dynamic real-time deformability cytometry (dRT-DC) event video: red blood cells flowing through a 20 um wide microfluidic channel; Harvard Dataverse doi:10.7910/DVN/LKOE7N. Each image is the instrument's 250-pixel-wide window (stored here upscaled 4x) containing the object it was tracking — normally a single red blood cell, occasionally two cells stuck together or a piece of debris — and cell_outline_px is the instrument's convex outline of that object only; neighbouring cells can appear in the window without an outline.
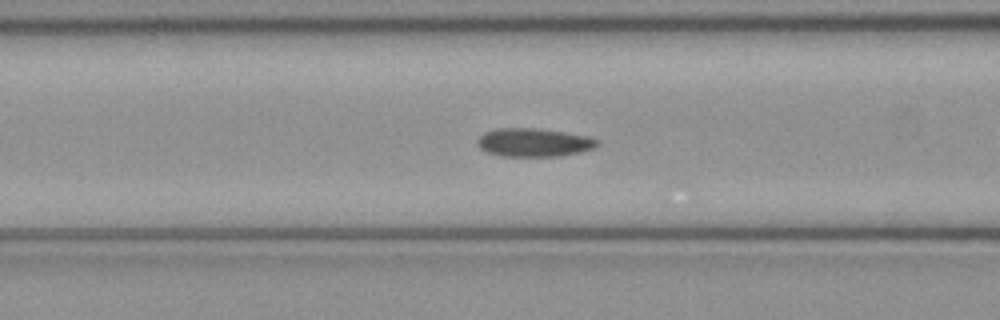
{"species": "common noctule bat (a hibernating species)", "species_latin": "Nyctalus noctula", "temperature_condition": "cold", "stored_images_in_passage": 51, "camera_frame_rate_fps": 3000, "um_per_image_px": 0.085, "animal": {"sex": "female", "body_mass_g": 21.9}, "frame": {"image": 1, "passage_image": 19, "time_ms": 6.0, "image_size_px": [1000, 320], "cell_outline_px": [[600, 144], [596, 148], [580, 152], [560, 156], [500, 156], [488, 152], [480, 148], [476, 144], [476, 140], [484, 132], [496, 128], [536, 128], [564, 132], [588, 136], [600, 140]], "centroid_in_image_um": [45.39, 12.11], "position_along_channel_um": 121.2, "area_um2": 20.06}}
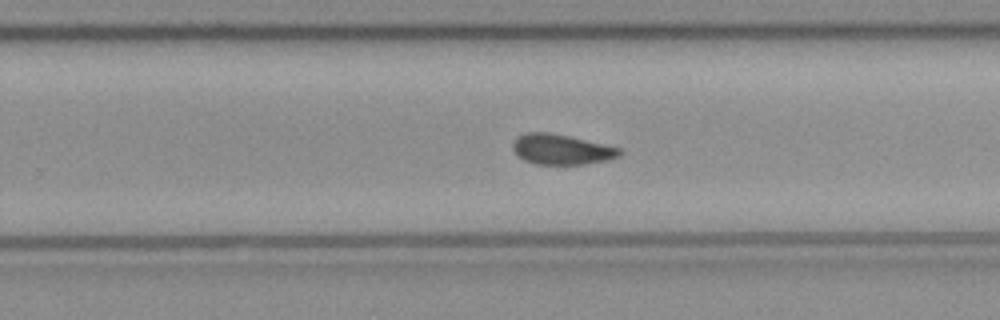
{"frame": {"image": 2, "passage_image": 31, "time_ms": 10.0, "image_size_px": [1000, 320], "cell_outline_px": [[624, 152], [620, 156], [604, 160], [584, 164], [536, 164], [524, 160], [512, 148], [512, 140], [516, 136], [524, 132], [548, 132], [568, 136], [620, 148]], "centroid_in_image_um": [47.68, 12.68], "position_along_channel_um": 282.1, "area_um2": 18.73}}
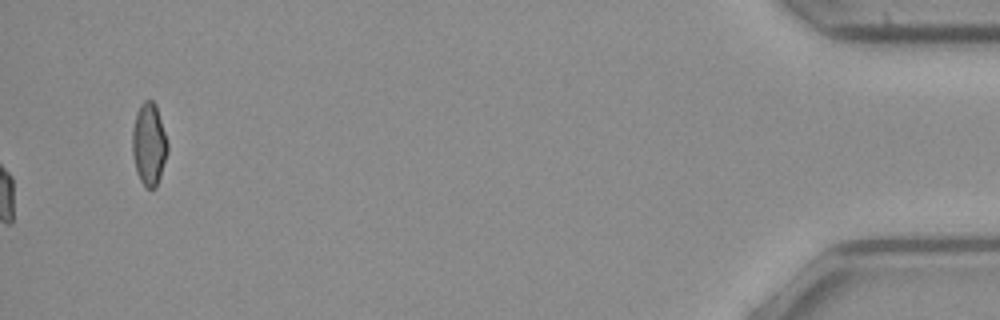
{"frame": {"image": 3, "passage_image": 51, "time_ms": 16.667, "image_size_px": [1000, 320], "cell_outline_px": [[168, 152], [156, 188], [144, 188], [136, 172], [132, 156], [132, 128], [136, 112], [140, 104], [144, 100], [152, 100], [156, 104], [168, 144]], "centroid_in_image_um": [12.64, 12.26], "position_along_channel_um": 422.6, "area_um2": 17.17}}